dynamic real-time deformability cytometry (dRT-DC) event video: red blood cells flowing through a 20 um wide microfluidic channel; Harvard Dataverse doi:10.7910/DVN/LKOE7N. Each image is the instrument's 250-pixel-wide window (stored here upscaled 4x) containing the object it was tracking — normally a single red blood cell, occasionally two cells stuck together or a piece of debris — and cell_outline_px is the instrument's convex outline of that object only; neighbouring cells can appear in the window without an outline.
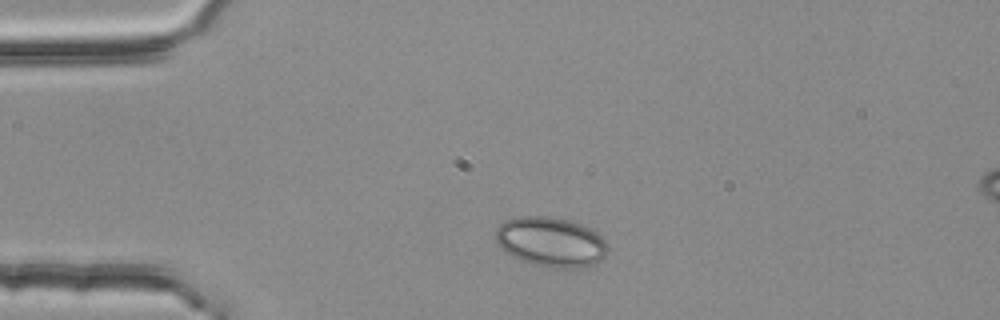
{"species": "common noctule bat (a hibernating species)", "species_latin": "Nyctalus noctula", "temperature_condition": "room temperature", "stored_images_in_passage": 2, "camera_frame_rate_fps": 3000, "um_per_image_px": 0.085, "animal": {"sex": "female", "body_mass_g": 25.1}, "frame": {"image": 1, "passage_image": 1, "time_ms": 0.0, "image_size_px": [1000, 320], "cell_outline_px": [[608, 248], [604, 256], [596, 264], [576, 268], [552, 268], [532, 264], [520, 260], [512, 256], [500, 248], [496, 240], [496, 228], [504, 220], [520, 216], [544, 216], [568, 220], [592, 228], [608, 244]], "centroid_in_image_um": [46.81, 20.57], "position_along_channel_um": 38.2, "area_um2": 32.66}}